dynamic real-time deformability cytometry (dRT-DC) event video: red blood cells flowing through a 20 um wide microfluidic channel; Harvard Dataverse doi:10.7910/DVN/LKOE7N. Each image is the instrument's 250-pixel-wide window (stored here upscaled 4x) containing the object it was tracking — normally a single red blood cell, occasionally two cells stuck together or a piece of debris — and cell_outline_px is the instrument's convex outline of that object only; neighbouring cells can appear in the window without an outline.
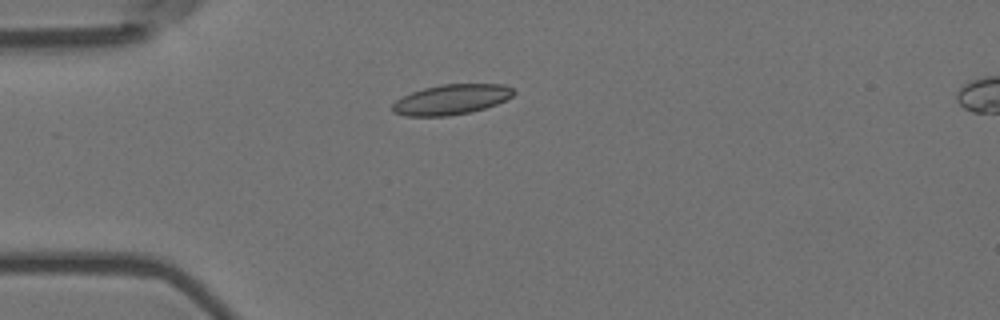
{"species": "Egyptian fruit bat (a non-hibernating species)", "species_latin": "Rousettus aegyptiacus", "temperature_condition": "room temperature", "stored_images_in_passage": 2, "segment_of_instrument_passage": [1, 2], "camera_frame_rate_fps": 3000, "um_per_image_px": 0.085, "animal": {"sex": "female"}, "frame": {"image": 1, "passage_image": 1, "time_ms": 0.0, "image_size_px": [1000, 320], "cell_outline_px": [[516, 92], [512, 96], [496, 104], [472, 112], [448, 116], [404, 116], [392, 112], [392, 104], [396, 100], [412, 92], [424, 88], [440, 84], [504, 84], [512, 88]], "centroid_in_image_um": [38.35, 8.46], "position_along_channel_um": 46.6, "area_um2": 21.33}}